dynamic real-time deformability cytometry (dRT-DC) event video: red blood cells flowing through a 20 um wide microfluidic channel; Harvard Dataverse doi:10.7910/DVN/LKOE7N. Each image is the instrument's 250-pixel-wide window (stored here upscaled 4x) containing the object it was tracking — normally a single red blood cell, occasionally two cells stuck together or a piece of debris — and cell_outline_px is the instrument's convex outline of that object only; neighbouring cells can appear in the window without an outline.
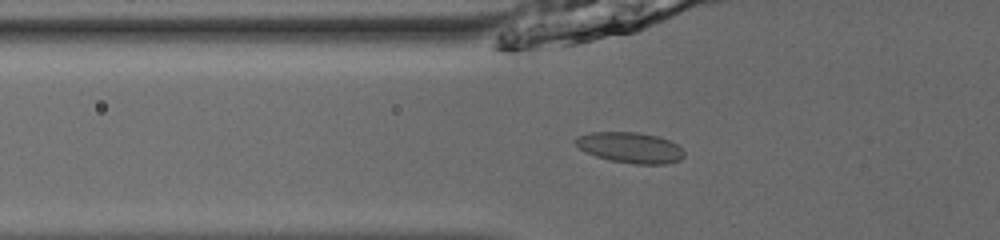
{"species": "common noctule bat (a hibernating species)", "species_latin": "Nyctalus noctula", "temperature_condition": "room temperature", "stored_images_in_passage": 54, "camera_frame_rate_fps": 3000, "um_per_image_px": 0.085, "animal": {"sex": "male", "body_mass_g": 13.0, "forearm_length_mm": 53.1}, "frame": {"image": 1, "passage_image": 21, "time_ms": 6.667, "image_size_px": [1000, 240], "cell_outline_px": [[684, 156], [680, 160], [668, 164], [632, 164], [612, 160], [596, 156], [584, 152], [572, 140], [580, 136], [592, 132], [636, 132], [660, 136], [676, 144], [684, 152]], "centroid_in_image_um": [53.58, 12.55], "position_along_channel_um": 72.2, "area_um2": 19.42}}
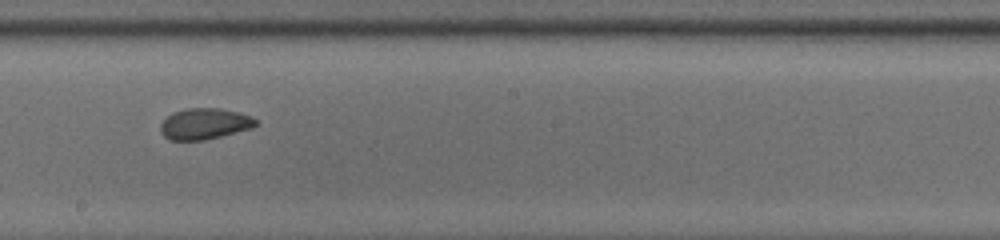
{"frame": {"image": 2, "passage_image": 33, "time_ms": 10.667, "image_size_px": [1000, 240], "cell_outline_px": [[256, 124], [252, 128], [204, 140], [172, 140], [164, 136], [160, 132], [160, 124], [172, 112], [188, 108], [220, 108], [240, 112], [252, 116], [256, 120]], "centroid_in_image_um": [17.38, 10.51], "position_along_channel_um": 230.8, "area_um2": 17.22}}
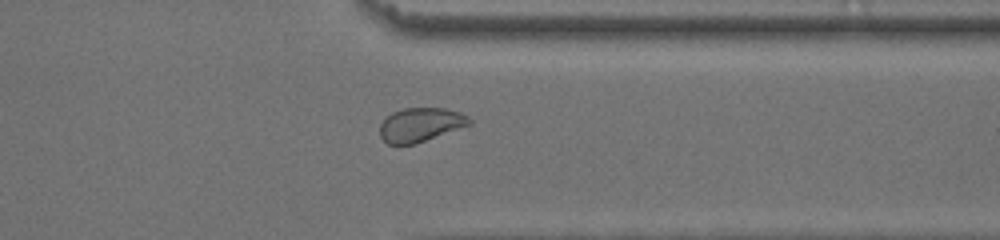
{"frame": {"image": 3, "passage_image": 44, "time_ms": 14.333, "image_size_px": [1000, 240], "cell_outline_px": [[472, 124], [416, 144], [388, 144], [380, 136], [380, 124], [392, 112], [404, 108], [444, 108], [460, 112], [468, 116], [472, 120]], "centroid_in_image_um": [35.77, 10.6], "position_along_channel_um": 375.6, "area_um2": 17.74}, "authors_computed_cell_mechanics": {"area_um2": 18.7272, "velocity_mm_per_s": 3.9635, "shape_relaxation_time_tau1_ms": 5.4811, "shape_relaxation_time_tau2_ms": 1.8866, "deformation_change_tau1": 0.1174, "deformation_change_tau2": 0.0325}}